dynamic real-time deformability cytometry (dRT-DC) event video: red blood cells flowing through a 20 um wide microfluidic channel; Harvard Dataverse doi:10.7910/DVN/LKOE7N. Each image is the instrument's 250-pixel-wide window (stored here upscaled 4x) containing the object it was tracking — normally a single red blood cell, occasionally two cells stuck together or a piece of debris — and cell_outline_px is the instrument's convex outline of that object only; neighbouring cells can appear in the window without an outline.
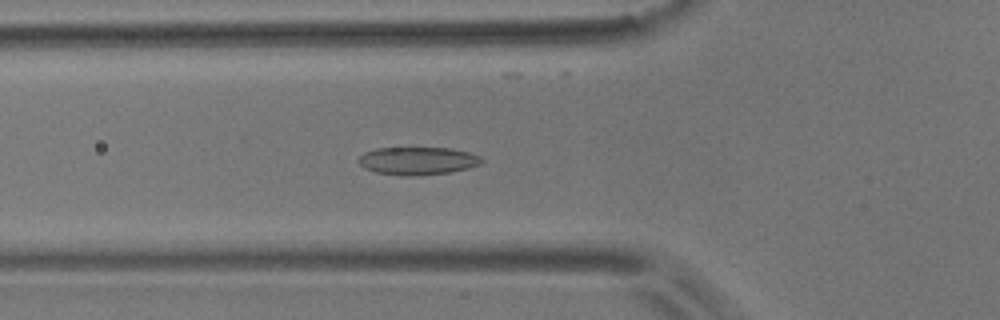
{"species": "common noctule bat (a hibernating species)", "species_latin": "Nyctalus noctula", "temperature_condition": "room temperature", "stored_images_in_passage": 55, "camera_frame_rate_fps": 3000, "um_per_image_px": 0.085, "animal": {"sex": "male", "body_mass_g": 17.9}, "frame": {"image": 1, "passage_image": 19, "time_ms": 6.0, "image_size_px": [1000, 320], "cell_outline_px": [[484, 160], [480, 164], [468, 168], [448, 172], [420, 176], [400, 176], [376, 172], [364, 168], [356, 160], [364, 152], [376, 148], [452, 148], [468, 152], [480, 156]], "centroid_in_image_um": [35.48, 13.67], "position_along_channel_um": 90.3, "area_um2": 20.11}}
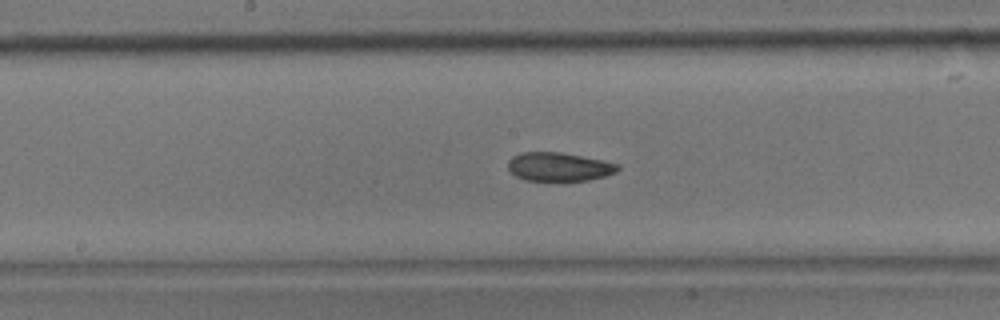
{"frame": {"image": 2, "passage_image": 28, "time_ms": 9.0, "image_size_px": [1000, 320], "cell_outline_px": [[620, 168], [616, 172], [604, 176], [588, 180], [560, 184], [524, 180], [516, 176], [508, 168], [508, 160], [512, 156], [520, 152], [560, 152], [620, 164]], "centroid_in_image_um": [47.48, 14.23], "position_along_channel_um": 200.7, "area_um2": 19.07}}
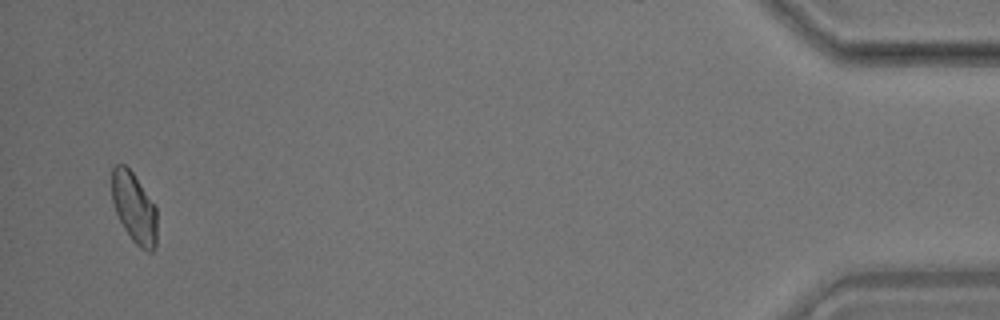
{"frame": {"image": 3, "passage_image": 53, "time_ms": 17.333, "image_size_px": [1000, 320], "cell_outline_px": [[156, 244], [152, 252], [148, 252], [140, 248], [132, 240], [124, 228], [116, 212], [112, 200], [112, 168], [116, 164], [124, 164], [132, 172], [156, 204]], "centroid_in_image_um": [11.41, 17.66], "position_along_channel_um": 423.8, "area_um2": 18.61}, "authors_computed_cell_mechanics": {"area_um2": 19.4208, "velocity_mm_per_s": 3.6641, "shape_relaxation_time_tau1_ms": 5.5144, "shape_relaxation_time_tau2_ms": 4.598, "deformation_change_tau1": 0.1126, "deformation_change_tau2": 0.083}}